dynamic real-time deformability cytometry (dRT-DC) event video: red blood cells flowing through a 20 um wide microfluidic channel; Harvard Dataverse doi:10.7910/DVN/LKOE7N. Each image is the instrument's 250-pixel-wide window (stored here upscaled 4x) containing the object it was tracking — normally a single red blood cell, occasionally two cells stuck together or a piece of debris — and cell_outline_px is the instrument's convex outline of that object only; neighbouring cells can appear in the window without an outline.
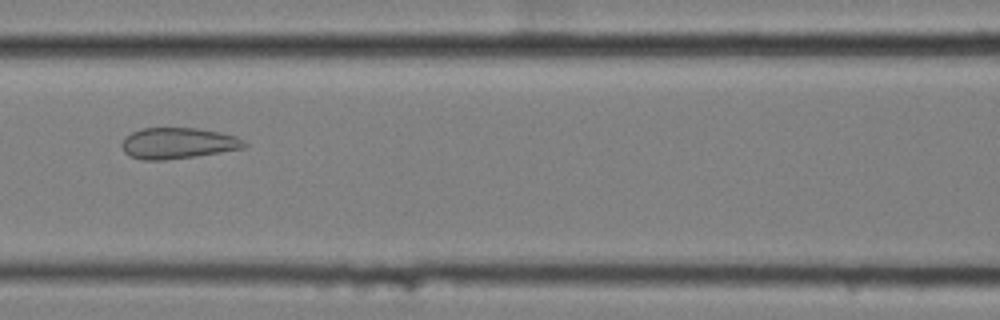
{"species": "common noctule bat (a hibernating species)", "species_latin": "Nyctalus noctula", "temperature_condition": "cold", "stored_images_in_passage": 9, "camera_frame_rate_fps": 3000, "um_per_image_px": 0.085, "animal": {"sex": "female", "body_mass_g": 25.1}, "frame": {"image": 1, "passage_image": 6, "time_ms": 1.667, "image_size_px": [1000, 320], "cell_outline_px": [[248, 144], [244, 148], [220, 152], [164, 160], [144, 160], [128, 156], [124, 152], [120, 144], [124, 136], [140, 128], [196, 128], [220, 132], [236, 136], [244, 140]], "centroid_in_image_um": [15.08, 12.16], "position_along_channel_um": 151.5, "area_um2": 22.25}}
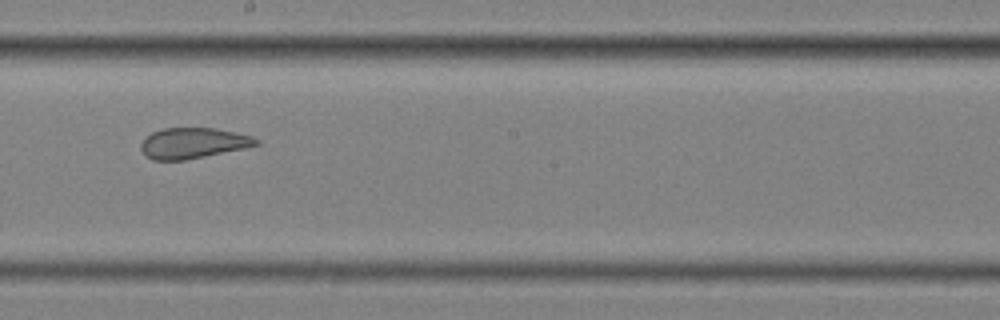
{"frame": {"image": 2, "passage_image": 8, "time_ms": 2.333, "image_size_px": [1000, 320], "cell_outline_px": [[260, 144], [244, 148], [184, 160], [152, 160], [140, 148], [140, 144], [152, 132], [164, 128], [216, 128], [236, 132], [252, 136], [260, 140]], "centroid_in_image_um": [16.44, 12.15], "position_along_channel_um": 231.8, "area_um2": 20.4}}
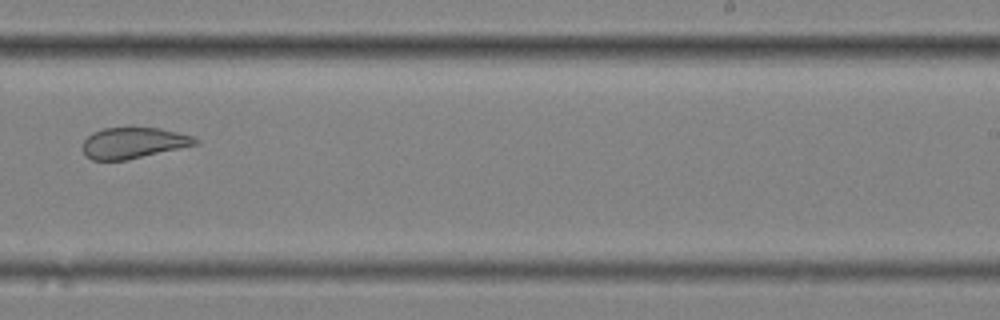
{"frame": {"image": 3, "passage_image": 9, "time_ms": 2.667, "image_size_px": [1000, 320], "cell_outline_px": [[200, 144], [128, 160], [92, 160], [84, 156], [84, 140], [92, 132], [104, 128], [160, 128], [192, 136], [200, 140]], "centroid_in_image_um": [11.36, 12.16], "position_along_channel_um": 277.6, "area_um2": 20.4}}